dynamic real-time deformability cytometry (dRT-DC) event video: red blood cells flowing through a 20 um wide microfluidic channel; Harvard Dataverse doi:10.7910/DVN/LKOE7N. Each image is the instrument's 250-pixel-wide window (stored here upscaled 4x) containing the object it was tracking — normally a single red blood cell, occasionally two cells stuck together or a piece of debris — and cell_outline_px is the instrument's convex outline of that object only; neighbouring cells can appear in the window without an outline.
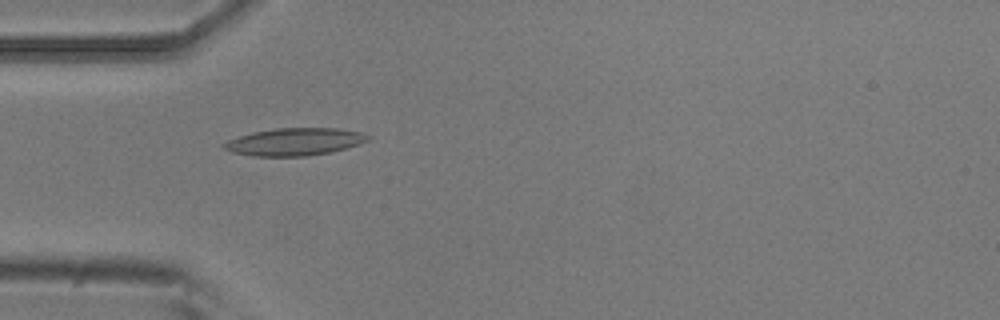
{"species": "common noctule bat (a hibernating species)", "species_latin": "Nyctalus noctula", "temperature_condition": "room temperature", "stored_images_in_passage": 4, "camera_frame_rate_fps": 3000, "um_per_image_px": 0.085, "animal": {"sex": "male", "body_mass_g": 20.5, "forearm_length_mm": 52.5}, "frame": {"image": 1, "passage_image": 2, "time_ms": 0.333, "image_size_px": [1000, 320], "cell_outline_px": [[372, 136], [368, 140], [360, 144], [332, 152], [304, 156], [252, 156], [232, 152], [220, 148], [220, 144], [228, 140], [252, 132], [276, 128], [336, 128], [360, 132]], "centroid_in_image_um": [25.01, 12.05], "position_along_channel_um": 60.0, "area_um2": 23.18}}
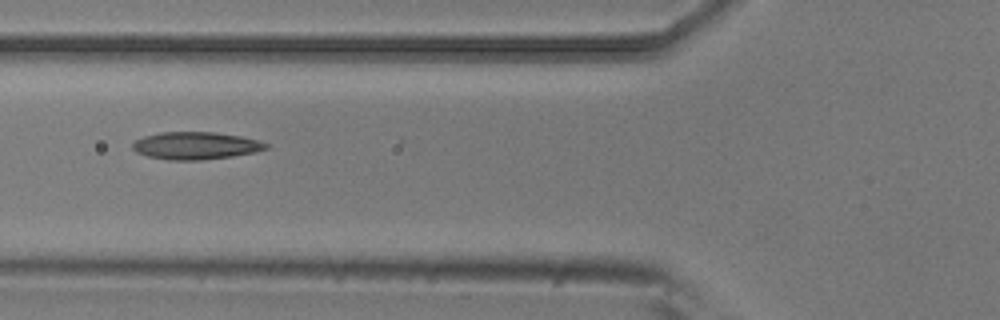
{"frame": {"image": 2, "passage_image": 3, "time_ms": 0.667, "image_size_px": [1000, 320], "cell_outline_px": [[268, 148], [256, 152], [232, 156], [200, 160], [168, 160], [148, 156], [136, 152], [132, 148], [132, 144], [136, 140], [144, 136], [160, 132], [216, 132], [240, 136], [256, 140], [268, 144]], "centroid_in_image_um": [16.62, 12.38], "position_along_channel_um": 109.2, "area_um2": 21.27}}